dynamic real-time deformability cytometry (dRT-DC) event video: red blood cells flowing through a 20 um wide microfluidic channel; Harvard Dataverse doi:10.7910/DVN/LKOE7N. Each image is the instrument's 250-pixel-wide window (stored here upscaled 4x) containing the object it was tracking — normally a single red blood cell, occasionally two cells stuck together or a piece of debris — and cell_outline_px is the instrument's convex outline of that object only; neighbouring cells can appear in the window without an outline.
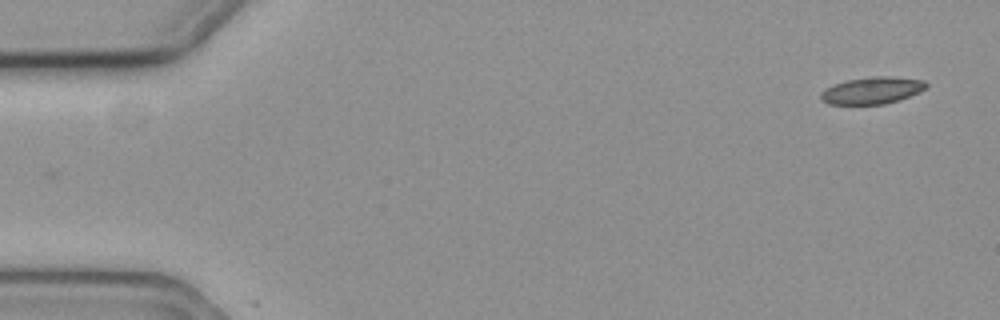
{"species": "common noctule bat (a hibernating species)", "species_latin": "Nyctalus noctula", "temperature_condition": "cold", "stored_images_in_passage": 4, "camera_frame_rate_fps": 3000, "um_per_image_px": 0.085, "animal": {"sex": "female", "body_mass_g": 19.3, "forearm_length_mm": 54.1}, "frame": {"image": 1, "passage_image": 1, "time_ms": 0.0, "image_size_px": [1000, 320], "cell_outline_px": [[928, 88], [900, 100], [884, 104], [828, 104], [820, 100], [820, 92], [824, 88], [832, 84], [848, 80], [872, 76], [892, 76], [924, 80], [928, 84]], "centroid_in_image_um": [74.12, 7.68], "position_along_channel_um": 10.9, "area_um2": 16.82}}